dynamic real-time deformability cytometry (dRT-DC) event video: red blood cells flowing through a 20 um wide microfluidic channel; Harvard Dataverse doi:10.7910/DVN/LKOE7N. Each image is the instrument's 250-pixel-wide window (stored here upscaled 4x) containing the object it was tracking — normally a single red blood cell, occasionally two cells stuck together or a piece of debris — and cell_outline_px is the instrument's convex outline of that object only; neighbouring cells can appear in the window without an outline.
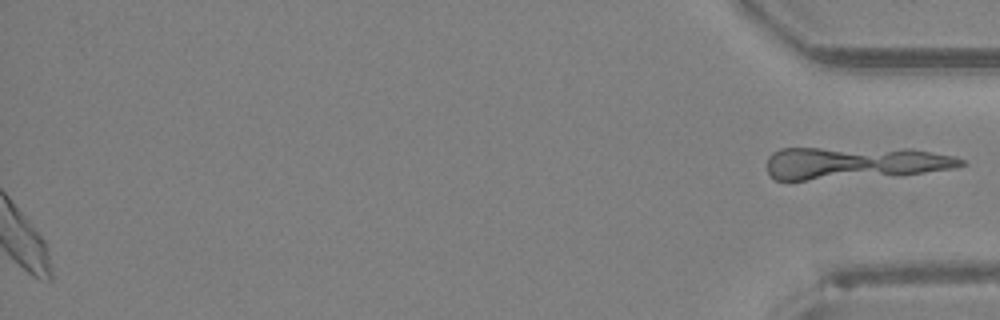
{"species": "Egyptian fruit bat (a non-hibernating species)", "species_latin": "Rousettus aegyptiacus", "temperature_condition": "room temperature", "stored_images_in_passage": 28, "segment_of_instrument_passage": [2, 2], "camera_frame_rate_fps": 3000, "um_per_image_px": 0.085, "animal": {"sex": "female"}, "frame": {"image": 1, "passage_image": 28, "time_ms": 9.0, "image_size_px": [1000, 320], "cell_outline_px": [[964, 164], [956, 168], [900, 176], [808, 180], [776, 180], [768, 172], [768, 156], [772, 152], [780, 148], [912, 148], [952, 156], [964, 160]], "centroid_in_image_um": [72.68, 13.85], "position_along_channel_um": 362.5, "area_um2": 37.4}}